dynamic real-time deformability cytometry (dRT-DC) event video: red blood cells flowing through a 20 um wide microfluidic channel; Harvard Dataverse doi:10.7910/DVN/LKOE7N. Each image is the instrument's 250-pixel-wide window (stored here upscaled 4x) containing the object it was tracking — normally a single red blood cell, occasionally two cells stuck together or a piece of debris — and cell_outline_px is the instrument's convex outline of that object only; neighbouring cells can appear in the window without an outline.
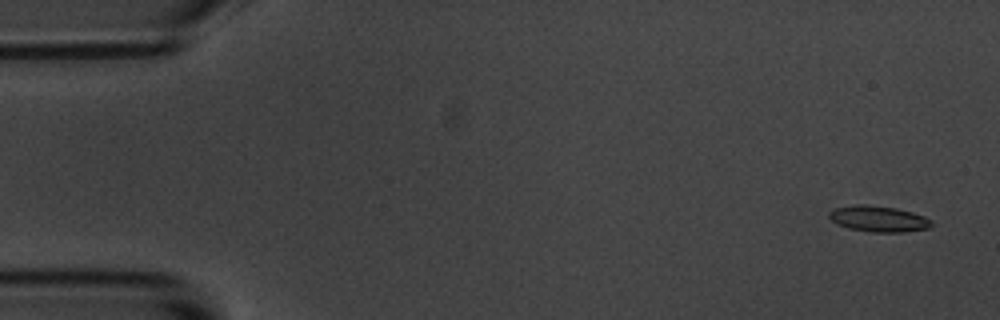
{"species": "common noctule bat (a hibernating species)", "species_latin": "Nyctalus noctula", "temperature_condition": "room temperature", "stored_images_in_passage": 4, "camera_frame_rate_fps": 3000, "um_per_image_px": 0.085, "animal": {"sex": "male", "body_mass_g": 20.1, "forearm_length_mm": 53.5}, "frame": {"image": 1, "passage_image": 1, "time_ms": 0.0, "image_size_px": [1000, 320], "cell_outline_px": [[932, 224], [928, 228], [900, 232], [872, 232], [848, 228], [836, 224], [828, 216], [828, 212], [832, 208], [856, 204], [864, 204], [896, 208], [912, 212], [924, 216], [932, 220]], "centroid_in_image_um": [74.63, 18.59], "position_along_channel_um": 10.4, "area_um2": 15.55}}